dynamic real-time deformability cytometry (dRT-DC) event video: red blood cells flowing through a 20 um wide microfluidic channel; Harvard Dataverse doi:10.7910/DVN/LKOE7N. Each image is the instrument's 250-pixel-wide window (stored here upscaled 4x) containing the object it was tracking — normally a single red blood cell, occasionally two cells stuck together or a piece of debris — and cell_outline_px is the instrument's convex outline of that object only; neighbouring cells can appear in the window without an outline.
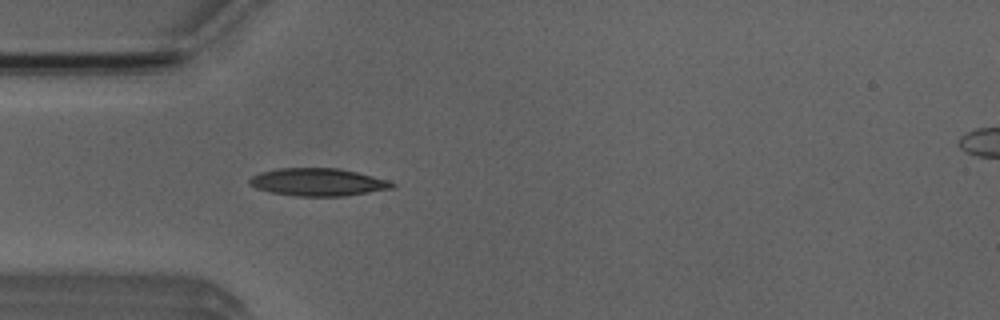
{"species": "Egyptian fruit bat (a non-hibernating species)", "species_latin": "Rousettus aegyptiacus", "temperature_condition": "room temperature", "stored_images_in_passage": 6, "camera_frame_rate_fps": 3000, "um_per_image_px": 0.085, "animal": {"sex": "male"}, "frame": {"image": 1, "passage_image": 5, "time_ms": 4.667, "image_size_px": [1000, 320], "cell_outline_px": [[396, 184], [392, 188], [344, 196], [296, 196], [272, 192], [256, 188], [248, 184], [248, 180], [252, 176], [260, 172], [276, 168], [340, 168], [388, 180]], "centroid_in_image_um": [26.99, 15.47], "position_along_channel_um": 58.0, "area_um2": 22.89}}